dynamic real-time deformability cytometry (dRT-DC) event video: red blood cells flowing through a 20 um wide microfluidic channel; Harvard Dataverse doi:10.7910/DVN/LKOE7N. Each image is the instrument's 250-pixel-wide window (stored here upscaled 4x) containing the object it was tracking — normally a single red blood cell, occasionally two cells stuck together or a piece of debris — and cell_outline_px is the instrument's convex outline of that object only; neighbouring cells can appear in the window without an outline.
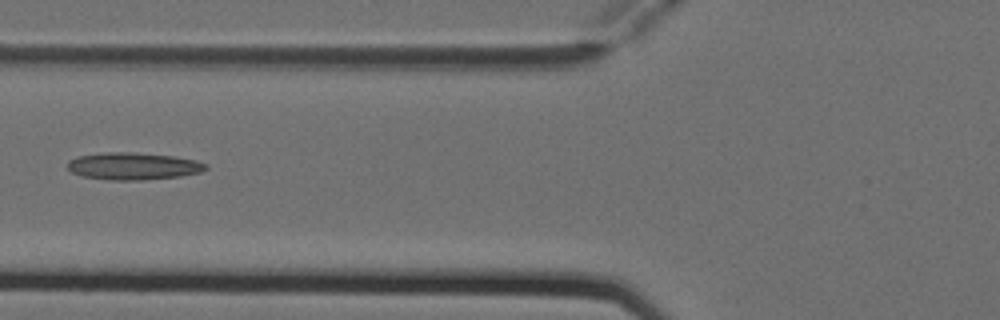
{"species": "Egyptian fruit bat (a non-hibernating species)", "species_latin": "Rousettus aegyptiacus", "temperature_condition": "cold", "stored_images_in_passage": 6, "camera_frame_rate_fps": 3000, "um_per_image_px": 0.085, "animal": {"sex": "female"}, "frame": {"image": 1, "passage_image": 6, "time_ms": 1.667, "image_size_px": [1000, 320], "cell_outline_px": [[208, 168], [200, 172], [180, 176], [140, 180], [108, 180], [84, 176], [72, 172], [68, 168], [68, 160], [76, 156], [104, 152], [132, 152], [172, 156], [196, 160], [208, 164]], "centroid_in_image_um": [11.32, 14.11], "position_along_channel_um": 114.5, "area_um2": 21.91}}